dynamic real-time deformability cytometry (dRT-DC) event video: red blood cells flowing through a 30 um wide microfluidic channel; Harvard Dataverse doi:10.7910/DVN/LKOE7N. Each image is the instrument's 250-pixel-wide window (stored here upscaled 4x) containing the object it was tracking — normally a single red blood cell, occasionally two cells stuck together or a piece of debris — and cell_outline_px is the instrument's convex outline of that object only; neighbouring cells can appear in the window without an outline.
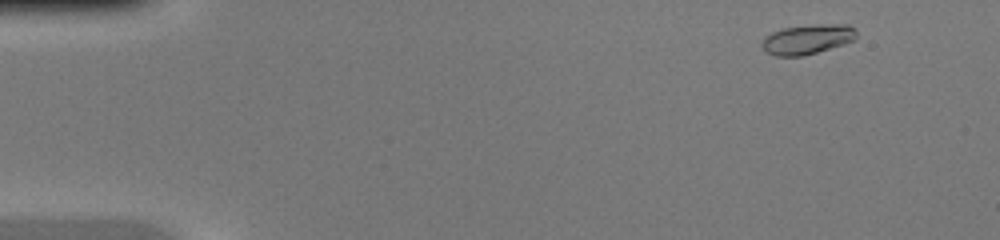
{"species": "common noctule bat (a hibernating species)", "species_latin": "Nyctalus noctula", "temperature_condition": "warm", "stored_images_in_passage": 44, "camera_frame_rate_fps": 3000, "um_per_image_px": 0.085, "animal": {"sex": "female", "body_mass_g": 20.0, "forearm_length_mm": 54.0}, "frame": {"image": 1, "passage_image": 2, "time_ms": 0.333, "image_size_px": [1000, 240], "cell_outline_px": [[856, 40], [844, 44], [804, 56], [776, 56], [764, 52], [760, 44], [764, 36], [772, 32], [784, 28], [812, 24], [848, 24], [856, 28]], "centroid_in_image_um": [68.62, 3.34], "position_along_channel_um": 16.4, "area_um2": 16.76}}
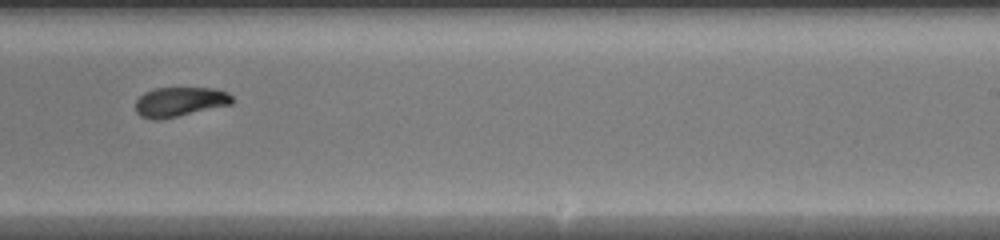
{"frame": {"image": 2, "passage_image": 27, "time_ms": 8.667, "image_size_px": [1000, 240], "cell_outline_px": [[232, 104], [160, 120], [152, 120], [140, 116], [136, 112], [136, 100], [144, 92], [156, 88], [216, 88], [228, 92], [232, 96]], "centroid_in_image_um": [15.27, 8.65], "position_along_channel_um": 273.7, "area_um2": 16.7}}
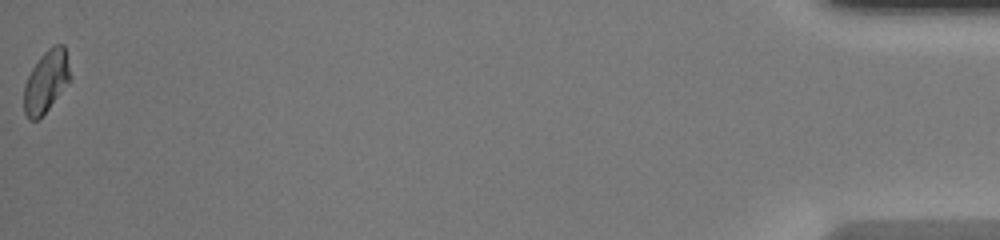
{"frame": {"image": 3, "passage_image": 44, "time_ms": 14.333, "image_size_px": [1000, 240], "cell_outline_px": [[72, 80], [48, 108], [36, 120], [28, 120], [24, 112], [24, 84], [32, 68], [40, 56], [48, 48], [56, 44], [64, 44], [72, 76]], "centroid_in_image_um": [3.95, 6.9], "position_along_channel_um": 431.3, "area_um2": 16.82}}